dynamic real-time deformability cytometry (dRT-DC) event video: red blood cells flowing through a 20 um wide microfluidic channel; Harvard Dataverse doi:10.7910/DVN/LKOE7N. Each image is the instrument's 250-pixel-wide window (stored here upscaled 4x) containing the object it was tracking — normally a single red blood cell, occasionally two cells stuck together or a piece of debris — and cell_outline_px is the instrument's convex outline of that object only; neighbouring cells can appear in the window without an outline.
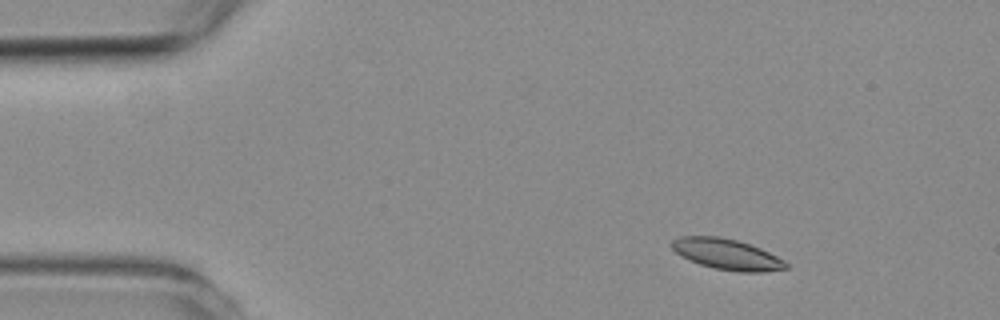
{"species": "common noctule bat (a hibernating species)", "species_latin": "Nyctalus noctula", "temperature_condition": "room temperature", "stored_images_in_passage": 4, "camera_frame_rate_fps": 3000, "um_per_image_px": 0.085, "animal": {"sex": "female", "body_mass_g": 19.3, "forearm_length_mm": 54.1}, "frame": {"image": 1, "passage_image": 2, "time_ms": 1.333, "image_size_px": [1000, 320], "cell_outline_px": [[788, 268], [764, 272], [740, 272], [716, 268], [700, 264], [676, 252], [668, 244], [672, 240], [680, 236], [720, 236], [736, 240], [760, 248], [784, 260], [788, 264]], "centroid_in_image_um": [61.78, 21.6], "position_along_channel_um": 23.2, "area_um2": 20.23}}